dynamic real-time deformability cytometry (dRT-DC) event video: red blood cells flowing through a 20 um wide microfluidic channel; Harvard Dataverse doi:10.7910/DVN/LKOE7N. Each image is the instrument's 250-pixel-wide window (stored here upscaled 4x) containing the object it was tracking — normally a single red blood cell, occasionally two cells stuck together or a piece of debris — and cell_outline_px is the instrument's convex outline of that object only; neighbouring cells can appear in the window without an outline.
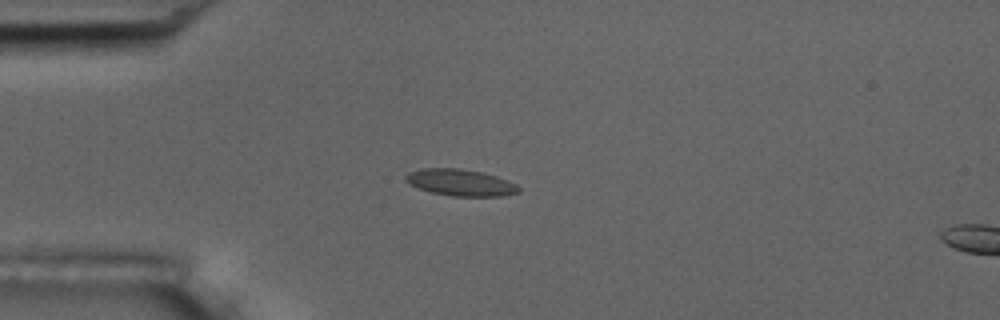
{"species": "common noctule bat (a hibernating species)", "species_latin": "Nyctalus noctula", "temperature_condition": "room temperature", "stored_images_in_passage": 5, "camera_frame_rate_fps": 3000, "um_per_image_px": 0.085, "animal": {"sex": "male", "body_mass_g": 17.5, "forearm_length_mm": 52.3}, "frame": {"image": 1, "passage_image": 4, "time_ms": 4.333, "image_size_px": [1000, 320], "cell_outline_px": [[520, 192], [504, 196], [452, 196], [432, 192], [408, 184], [404, 180], [404, 176], [408, 172], [420, 168], [460, 168], [484, 172], [508, 180], [516, 184], [520, 188]], "centroid_in_image_um": [39.14, 15.5], "position_along_channel_um": 45.9, "area_um2": 17.74}}